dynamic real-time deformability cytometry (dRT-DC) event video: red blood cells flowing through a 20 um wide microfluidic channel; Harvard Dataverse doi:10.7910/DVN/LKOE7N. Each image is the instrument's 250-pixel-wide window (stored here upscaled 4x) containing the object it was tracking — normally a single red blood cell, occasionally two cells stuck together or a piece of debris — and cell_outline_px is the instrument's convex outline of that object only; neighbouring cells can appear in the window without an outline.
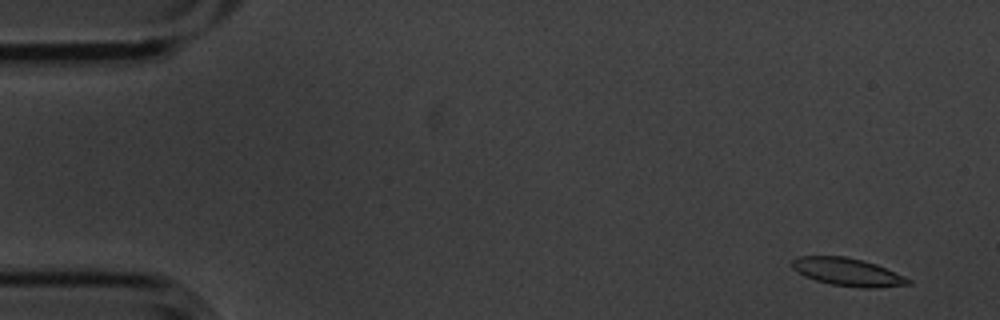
{"species": "common noctule bat (a hibernating species)", "species_latin": "Nyctalus noctula", "temperature_condition": "cold", "stored_images_in_passage": 8, "camera_frame_rate_fps": 3000, "um_per_image_px": 0.085, "animal": {"sex": "male", "body_mass_g": 20.1, "forearm_length_mm": 53.5}, "frame": {"image": 1, "passage_image": 1, "time_ms": 0.0, "image_size_px": [1000, 320], "cell_outline_px": [[912, 284], [872, 288], [864, 288], [832, 284], [816, 280], [804, 276], [796, 272], [792, 268], [792, 260], [800, 256], [844, 256], [864, 260], [876, 264], [912, 280]], "centroid_in_image_um": [72.03, 23.11], "position_along_channel_um": 13.0, "area_um2": 18.73}}
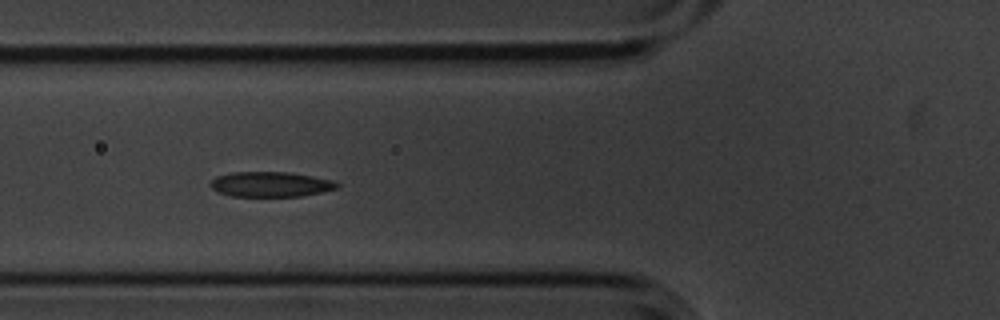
{"frame": {"image": 2, "passage_image": 5, "time_ms": 1.333, "image_size_px": [1000, 320], "cell_outline_px": [[340, 188], [300, 196], [232, 196], [216, 192], [208, 184], [216, 176], [232, 172], [288, 172], [336, 180], [340, 184]], "centroid_in_image_um": [23.01, 15.66], "position_along_channel_um": 102.8, "area_um2": 18.67}}
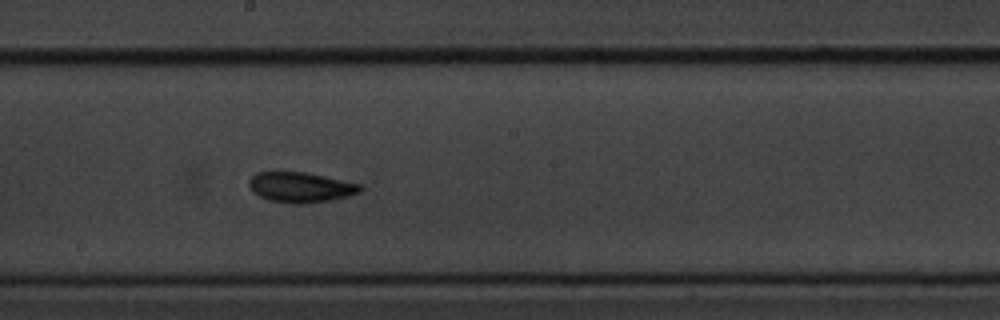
{"frame": {"image": 3, "passage_image": 8, "time_ms": 2.333, "image_size_px": [1000, 320], "cell_outline_px": [[364, 188], [360, 192], [348, 196], [332, 200], [300, 204], [288, 204], [268, 200], [252, 192], [248, 184], [248, 180], [256, 172], [304, 172], [324, 176], [360, 184]], "centroid_in_image_um": [25.53, 15.93], "position_along_channel_um": 222.7, "area_um2": 19.71}}